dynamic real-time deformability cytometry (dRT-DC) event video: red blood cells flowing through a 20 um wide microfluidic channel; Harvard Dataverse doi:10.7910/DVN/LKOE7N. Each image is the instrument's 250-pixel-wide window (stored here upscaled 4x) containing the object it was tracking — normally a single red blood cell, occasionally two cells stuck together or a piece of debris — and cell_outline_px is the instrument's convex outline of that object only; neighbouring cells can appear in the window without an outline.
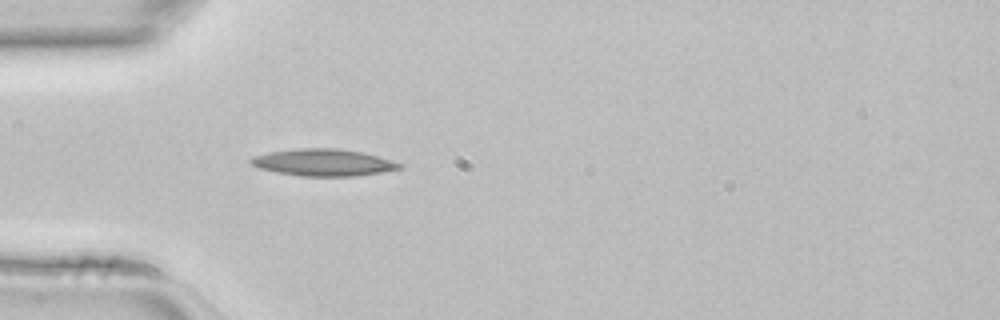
{"species": "common noctule bat (a hibernating species)", "species_latin": "Nyctalus noctula", "temperature_condition": "room temperature", "stored_images_in_passage": 32, "camera_frame_rate_fps": 3000, "um_per_image_px": 0.085, "animal": {"sex": "female", "body_mass_g": 22.7, "forearm_length_mm": 54.2}, "frame": {"image": 1, "passage_image": 1, "time_ms": 0.0, "image_size_px": [1000, 320], "cell_outline_px": [[404, 164], [400, 168], [380, 172], [356, 176], [300, 176], [276, 172], [260, 168], [252, 164], [248, 160], [252, 156], [272, 152], [296, 148], [336, 148], [360, 152], [376, 156]], "centroid_in_image_um": [27.45, 13.81], "position_along_channel_um": 57.6, "area_um2": 23.06}}
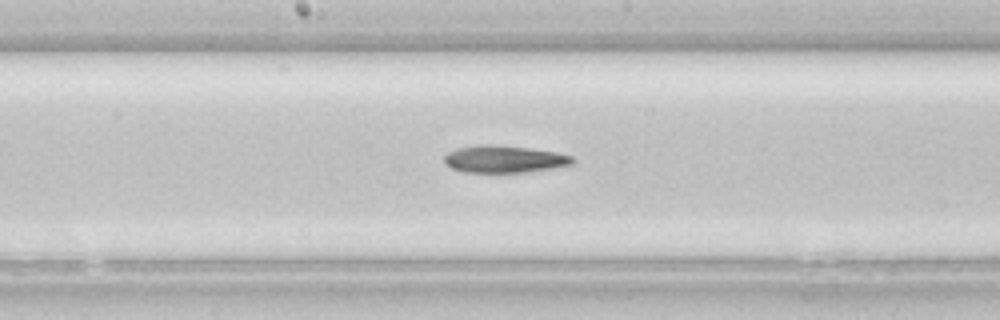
{"frame": {"image": 2, "passage_image": 11, "time_ms": 3.333, "image_size_px": [1000, 320], "cell_outline_px": [[576, 160], [572, 164], [552, 168], [528, 172], [464, 172], [452, 168], [444, 160], [444, 156], [448, 152], [456, 148], [476, 144], [488, 144], [528, 148], [556, 152], [572, 156]], "centroid_in_image_um": [42.86, 13.52], "position_along_channel_um": 205.3, "area_um2": 20.29}}
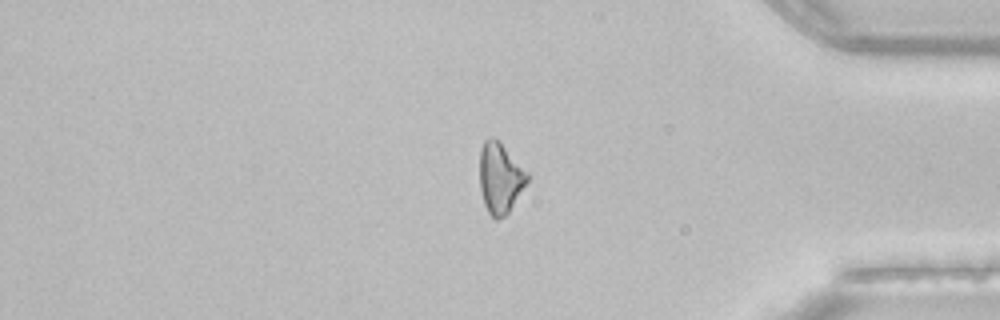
{"frame": {"image": 3, "passage_image": 25, "time_ms": 8.0, "image_size_px": [1000, 320], "cell_outline_px": [[528, 180], [508, 212], [504, 216], [496, 220], [488, 212], [484, 204], [480, 188], [480, 148], [484, 140], [488, 136], [492, 136], [528, 172]], "centroid_in_image_um": [42.48, 15.13], "position_along_channel_um": 392.7, "area_um2": 19.13}}